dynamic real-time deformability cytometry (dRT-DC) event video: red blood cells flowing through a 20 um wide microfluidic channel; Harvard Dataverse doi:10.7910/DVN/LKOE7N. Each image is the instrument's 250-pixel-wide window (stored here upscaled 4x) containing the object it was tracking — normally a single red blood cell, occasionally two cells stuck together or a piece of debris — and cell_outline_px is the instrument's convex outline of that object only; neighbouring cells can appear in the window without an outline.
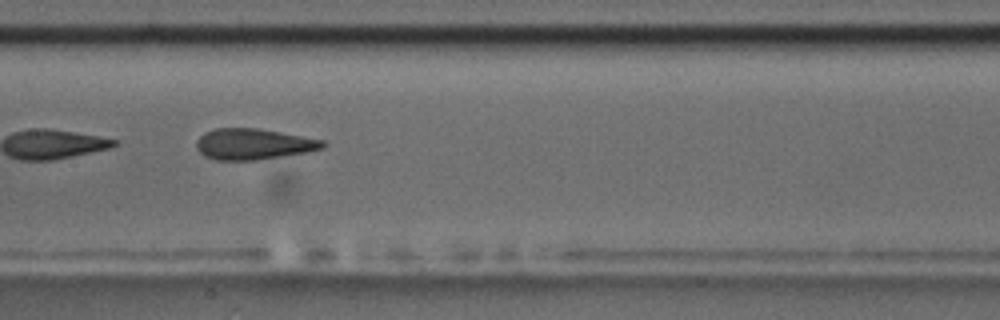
{"species": "common noctule bat (a hibernating species)", "species_latin": "Nyctalus noctula", "temperature_condition": "room temperature", "stored_images_in_passage": 10, "camera_frame_rate_fps": 3000, "um_per_image_px": 0.085, "animal": {"sex": "male", "body_mass_g": 17.5, "forearm_length_mm": 52.3}, "frame": {"image": 1, "passage_image": 7, "time_ms": 7.667, "image_size_px": [1000, 320], "cell_outline_px": [[324, 148], [308, 152], [256, 160], [216, 160], [204, 156], [196, 148], [196, 140], [204, 132], [216, 128], [256, 128], [280, 132], [324, 140]], "centroid_in_image_um": [21.51, 12.25], "position_along_channel_um": 185.9, "area_um2": 22.77}}